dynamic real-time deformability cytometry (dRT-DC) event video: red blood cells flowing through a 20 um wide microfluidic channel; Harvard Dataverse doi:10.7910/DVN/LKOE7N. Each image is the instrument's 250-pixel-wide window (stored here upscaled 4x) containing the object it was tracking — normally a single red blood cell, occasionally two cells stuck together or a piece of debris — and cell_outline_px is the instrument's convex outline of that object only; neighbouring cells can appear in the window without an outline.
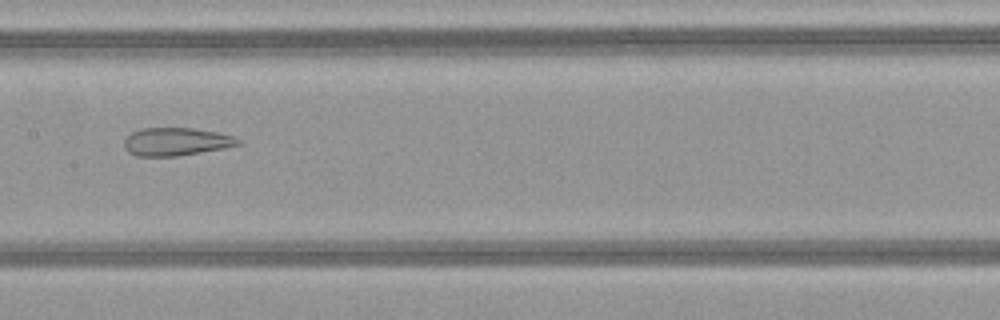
{"species": "common noctule bat (a hibernating species)", "species_latin": "Nyctalus noctula", "temperature_condition": "warm", "stored_images_in_passage": 49, "camera_frame_rate_fps": 3000, "um_per_image_px": 0.085, "animal": {"sex": "female", "body_mass_g": 21.9}, "frame": {"image": 1, "passage_image": 25, "time_ms": 8.0, "image_size_px": [1000, 320], "cell_outline_px": [[240, 144], [224, 148], [176, 156], [136, 156], [128, 152], [124, 148], [124, 140], [132, 132], [144, 128], [192, 128], [216, 132], [232, 136], [240, 140]], "centroid_in_image_um": [14.94, 12.04], "position_along_channel_um": 192.5, "area_um2": 18.38}}
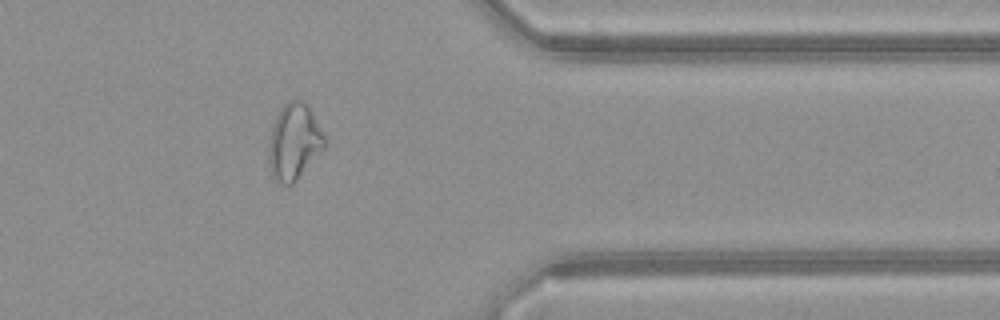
{"frame": {"image": 2, "passage_image": 40, "time_ms": 13.0, "image_size_px": [1000, 320], "cell_outline_px": [[328, 144], [296, 180], [292, 184], [280, 184], [272, 180], [268, 160], [268, 140], [272, 124], [280, 108], [288, 100], [304, 100], [308, 104]], "centroid_in_image_um": [24.97, 12.05], "position_along_channel_um": 386.4, "area_um2": 25.14}}
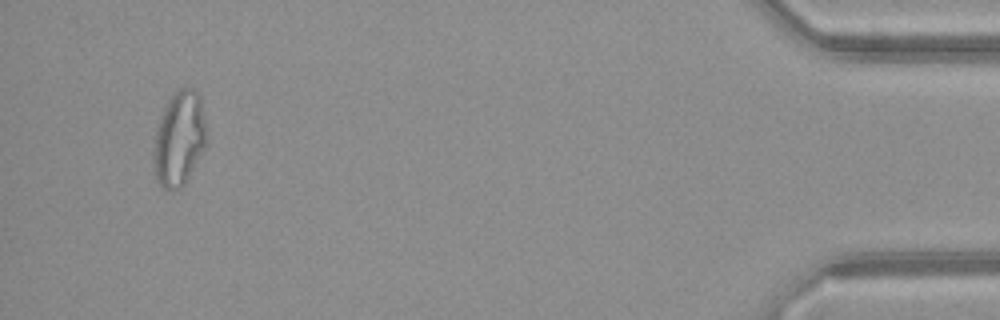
{"frame": {"image": 3, "passage_image": 47, "time_ms": 15.333, "image_size_px": [1000, 320], "cell_outline_px": [[208, 140], [204, 148], [184, 184], [180, 188], [172, 192], [168, 192], [156, 180], [152, 160], [152, 140], [160, 116], [172, 92], [176, 88], [196, 88], [200, 96], [208, 132]], "centroid_in_image_um": [15.21, 11.77], "position_along_channel_um": 420.0, "area_um2": 30.11}, "authors_computed_cell_mechanics": {"area_um2": 26.1256, "velocity_mm_per_s": 4.1799, "shape_relaxation_time_tau1_ms": null, "shape_relaxation_time_tau2_ms": 2.1598, "deformation_change_tau1": null, "deformation_change_tau2": 0.1248}}